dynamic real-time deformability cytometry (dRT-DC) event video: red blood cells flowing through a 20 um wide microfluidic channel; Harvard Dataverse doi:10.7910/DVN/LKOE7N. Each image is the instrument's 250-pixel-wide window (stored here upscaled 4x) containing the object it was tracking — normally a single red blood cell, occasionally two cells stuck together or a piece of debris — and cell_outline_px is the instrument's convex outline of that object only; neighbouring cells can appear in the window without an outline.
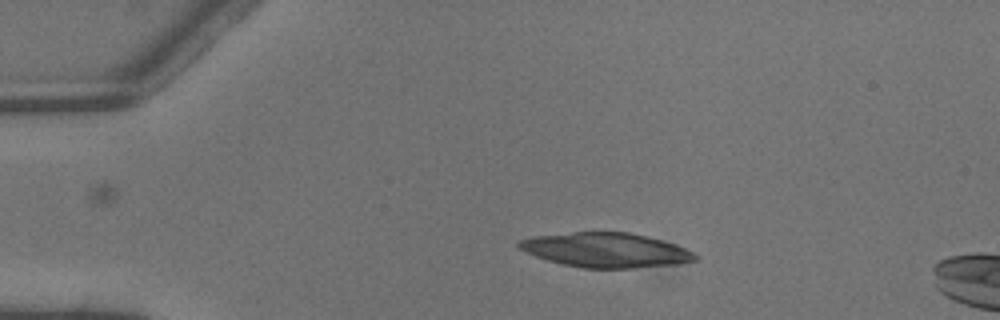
{"species": "common noctule bat (a hibernating species)", "species_latin": "Nyctalus noctula", "temperature_condition": "warm", "stored_images_in_passage": 2, "camera_frame_rate_fps": 3000, "um_per_image_px": 0.085, "animal": {"sex": "male", "body_mass_g": 13.3}, "frame": {"image": 1, "passage_image": 1, "time_ms": 0.0, "image_size_px": [1000, 320], "cell_outline_px": [[700, 260], [676, 264], [632, 268], [584, 268], [564, 264], [548, 260], [536, 256], [520, 248], [516, 244], [520, 240], [532, 236], [572, 232], [628, 232], [676, 244], [700, 256]], "centroid_in_image_um": [51.53, 21.26], "position_along_channel_um": 33.5, "area_um2": 35.26}}